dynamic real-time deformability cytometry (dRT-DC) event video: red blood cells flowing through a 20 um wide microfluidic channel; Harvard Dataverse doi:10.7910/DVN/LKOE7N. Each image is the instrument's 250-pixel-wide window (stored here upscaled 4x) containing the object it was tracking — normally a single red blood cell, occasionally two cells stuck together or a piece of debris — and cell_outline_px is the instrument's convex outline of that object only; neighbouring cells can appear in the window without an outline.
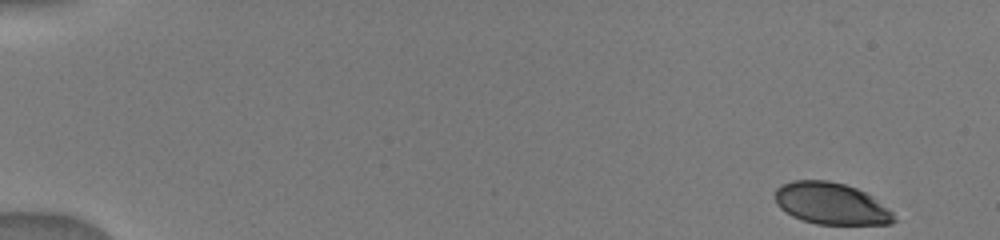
{"species": "human", "species_latin": "Homo sapiens", "temperature_condition": "warm", "stored_images_in_passage": 14, "camera_frame_rate_fps": 3000, "um_per_image_px": 0.085, "donor": {"sex": "male"}, "frame": {"image": 1, "passage_image": 1, "time_ms": 0.0, "image_size_px": [1000, 240], "cell_outline_px": [[896, 220], [892, 224], [816, 224], [792, 216], [780, 208], [776, 204], [776, 188], [780, 184], [792, 180], [828, 180], [844, 184], [856, 188], [872, 196], [888, 208], [892, 212]], "centroid_in_image_um": [70.63, 17.3], "position_along_channel_um": 14.4, "area_um2": 28.9}}
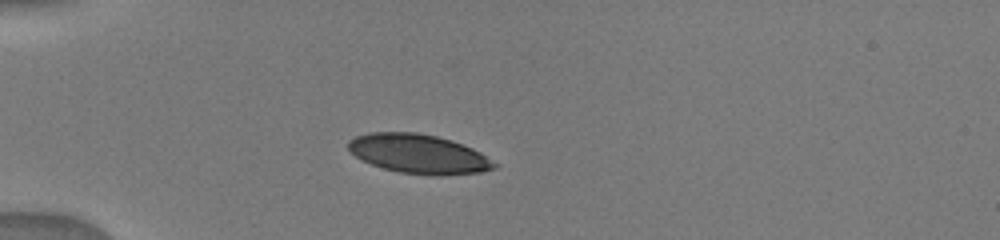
{"frame": {"image": 2, "passage_image": 10, "time_ms": 4.0, "image_size_px": [1000, 240], "cell_outline_px": [[500, 164], [496, 168], [480, 172], [440, 176], [432, 176], [400, 172], [384, 168], [372, 164], [356, 156], [348, 148], [348, 140], [356, 136], [368, 132], [416, 132], [436, 136], [452, 140], [464, 144], [480, 152]], "centroid_in_image_um": [35.63, 13.08], "position_along_channel_um": 49.4, "area_um2": 33.52}}
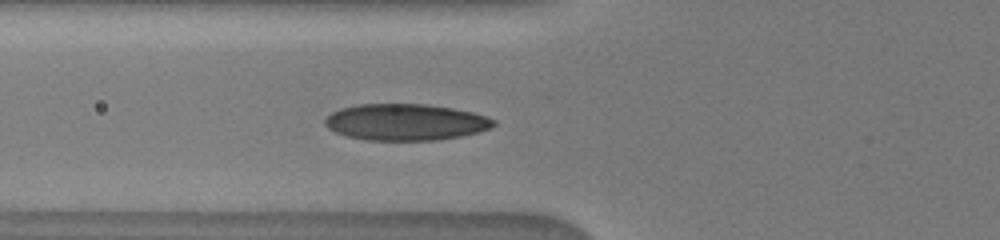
{"frame": {"image": 3, "passage_image": 14, "time_ms": 5.667, "image_size_px": [1000, 240], "cell_outline_px": [[496, 124], [492, 128], [480, 132], [460, 136], [436, 140], [364, 140], [348, 136], [336, 132], [328, 128], [324, 124], [324, 120], [332, 112], [340, 108], [360, 104], [428, 104], [452, 108], [472, 112], [496, 120]], "centroid_in_image_um": [34.49, 10.38], "position_along_channel_um": 91.3, "area_um2": 35.89}}